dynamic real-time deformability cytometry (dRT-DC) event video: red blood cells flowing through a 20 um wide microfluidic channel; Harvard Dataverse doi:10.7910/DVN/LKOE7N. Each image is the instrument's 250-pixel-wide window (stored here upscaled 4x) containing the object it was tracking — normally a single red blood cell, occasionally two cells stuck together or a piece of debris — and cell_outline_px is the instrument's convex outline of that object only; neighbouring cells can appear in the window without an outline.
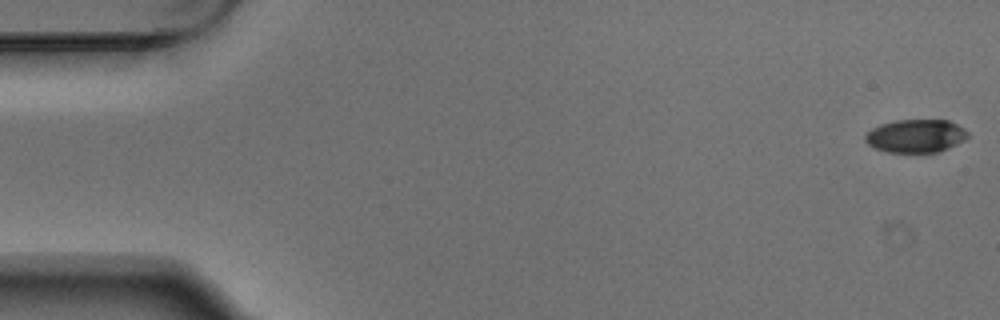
{"species": "Egyptian fruit bat (a non-hibernating species)", "species_latin": "Rousettus aegyptiacus", "temperature_condition": "warm", "stored_images_in_passage": 5, "camera_frame_rate_fps": 3000, "um_per_image_px": 0.085, "animal": {"sex": "male"}, "frame": {"image": 1, "passage_image": 1, "time_ms": 0.0, "image_size_px": [1000, 320], "cell_outline_px": [[968, 136], [964, 140], [940, 152], [888, 152], [876, 148], [868, 144], [864, 140], [864, 136], [872, 128], [880, 124], [896, 120], [948, 120], [964, 128], [968, 132]], "centroid_in_image_um": [77.84, 11.55], "position_along_channel_um": 7.2, "area_um2": 19.77}}
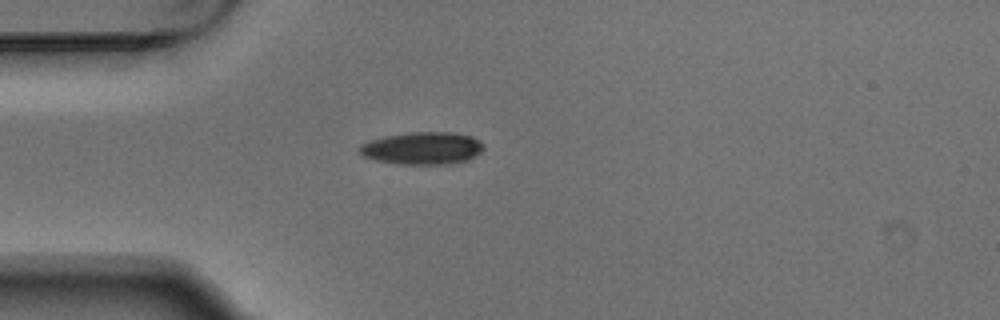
{"frame": {"image": 2, "passage_image": 5, "time_ms": 1.333, "image_size_px": [1000, 320], "cell_outline_px": [[484, 148], [480, 152], [464, 160], [452, 164], [400, 164], [376, 160], [364, 156], [356, 148], [360, 144], [372, 140], [388, 136], [408, 132], [452, 132], [472, 136], [480, 140], [484, 144]], "centroid_in_image_um": [35.91, 12.59], "position_along_channel_um": 49.1, "area_um2": 23.35}}